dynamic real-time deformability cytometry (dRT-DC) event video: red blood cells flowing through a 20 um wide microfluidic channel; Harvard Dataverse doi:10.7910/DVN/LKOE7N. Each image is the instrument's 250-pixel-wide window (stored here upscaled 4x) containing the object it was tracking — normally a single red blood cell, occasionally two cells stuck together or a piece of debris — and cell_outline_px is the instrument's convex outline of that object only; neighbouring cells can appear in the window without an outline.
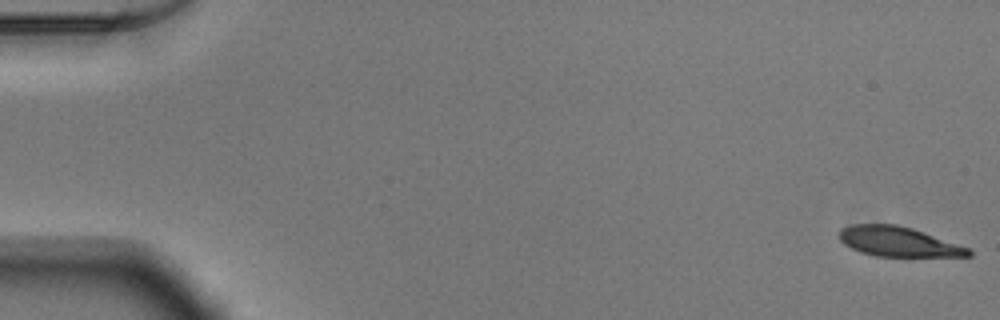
{"species": "Egyptian fruit bat (a non-hibernating species)", "species_latin": "Rousettus aegyptiacus", "temperature_condition": "warm", "stored_images_in_passage": 52, "camera_frame_rate_fps": 3000, "um_per_image_px": 0.085, "animal": {"sex": "male"}, "frame": {"image": 1, "passage_image": 1, "time_ms": 0.0, "image_size_px": [1000, 320], "cell_outline_px": [[972, 256], [876, 256], [860, 252], [844, 244], [840, 240], [840, 228], [852, 224], [896, 224], [912, 228], [968, 248], [972, 252]], "centroid_in_image_um": [76.31, 20.53], "position_along_channel_um": 8.7, "area_um2": 22.14}}
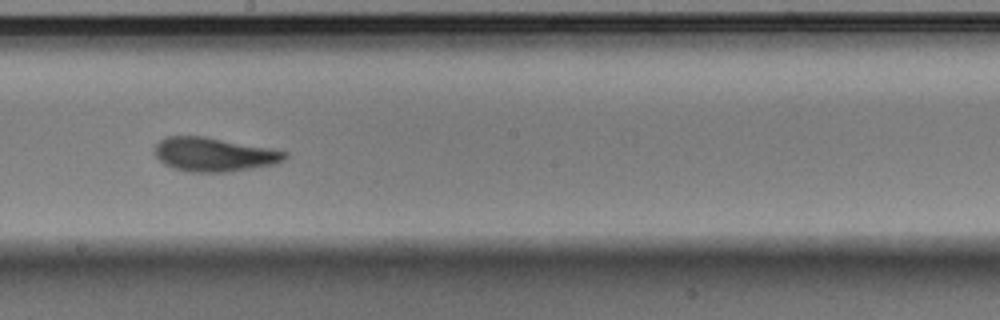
{"frame": {"image": 2, "passage_image": 30, "time_ms": 9.667, "image_size_px": [1000, 320], "cell_outline_px": [[288, 156], [284, 160], [276, 164], [228, 172], [188, 172], [172, 168], [164, 164], [156, 156], [152, 148], [164, 136], [204, 136], [288, 152]], "centroid_in_image_um": [18.14, 13.14], "position_along_channel_um": 230.1, "area_um2": 25.78}}
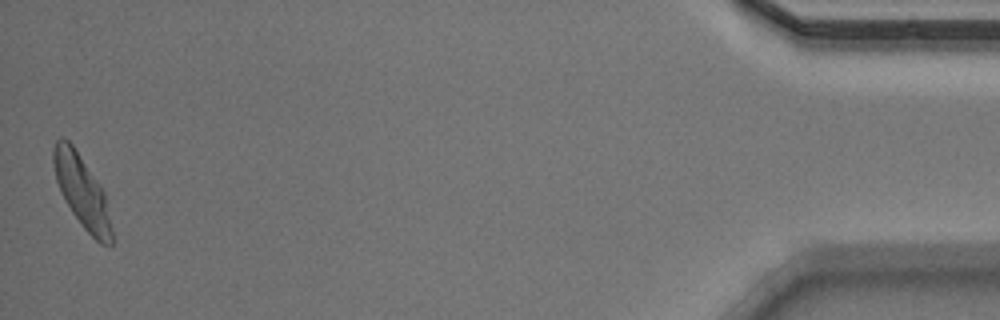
{"frame": {"image": 3, "passage_image": 52, "time_ms": 17.0, "image_size_px": [1000, 320], "cell_outline_px": [[112, 244], [100, 244], [84, 228], [72, 212], [56, 180], [52, 160], [52, 152], [56, 140], [60, 136], [64, 136], [72, 144], [104, 192], [112, 228]], "centroid_in_image_um": [6.95, 16.25], "position_along_channel_um": 428.3, "area_um2": 23.87}, "authors_computed_cell_mechanics": {"area_um2": 25.0563, "velocity_mm_per_s": 3.89, "shape_relaxation_time_tau1_ms": 4.1173, "shape_relaxation_time_tau2_ms": 1.5219, "deformation_change_tau1": 0.1872, "deformation_change_tau2": 0.0844}}